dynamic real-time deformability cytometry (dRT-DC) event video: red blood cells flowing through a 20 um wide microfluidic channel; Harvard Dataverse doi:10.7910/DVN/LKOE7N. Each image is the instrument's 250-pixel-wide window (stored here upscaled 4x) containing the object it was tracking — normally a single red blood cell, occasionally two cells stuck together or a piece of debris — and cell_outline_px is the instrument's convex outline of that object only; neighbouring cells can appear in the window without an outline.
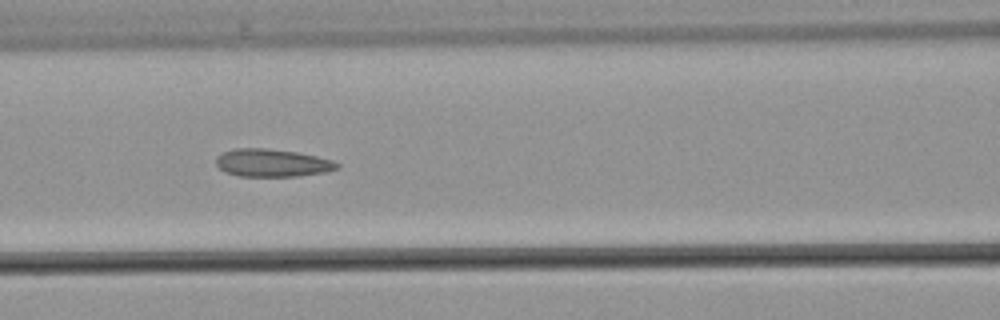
{"species": "common noctule bat (a hibernating species)", "species_latin": "Nyctalus noctula", "temperature_condition": "warm", "stored_images_in_passage": 37, "camera_frame_rate_fps": 3000, "um_per_image_px": 0.085, "animal": {"sex": "male", "body_mass_g": 21.5, "forearm_length_mm": 52.0}, "frame": {"image": 1, "passage_image": 11, "time_ms": 3.333, "image_size_px": [1000, 320], "cell_outline_px": [[340, 164], [336, 168], [324, 172], [300, 176], [240, 176], [224, 172], [216, 164], [216, 156], [224, 152], [236, 148], [268, 148], [296, 152], [316, 156], [332, 160]], "centroid_in_image_um": [23.11, 13.84], "position_along_channel_um": 143.5, "area_um2": 19.48}}